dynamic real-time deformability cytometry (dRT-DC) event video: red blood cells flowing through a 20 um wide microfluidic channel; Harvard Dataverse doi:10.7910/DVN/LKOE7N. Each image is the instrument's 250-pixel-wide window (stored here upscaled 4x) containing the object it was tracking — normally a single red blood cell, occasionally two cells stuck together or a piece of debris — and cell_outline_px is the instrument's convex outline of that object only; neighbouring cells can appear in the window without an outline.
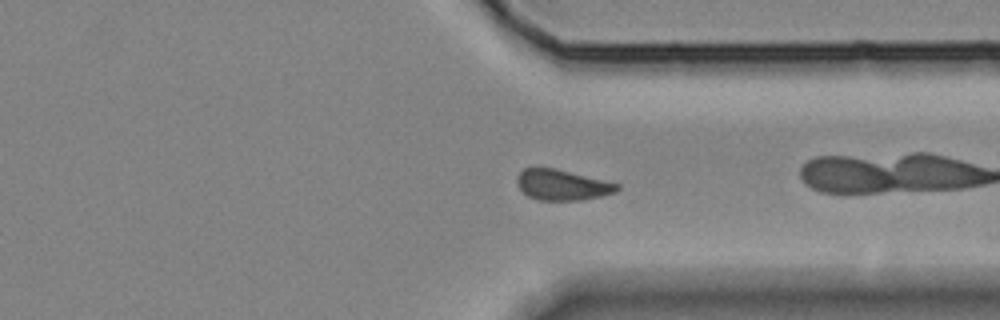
{"species": "Egyptian fruit bat (a non-hibernating species)", "species_latin": "Rousettus aegyptiacus", "temperature_condition": "room temperature", "stored_images_in_passage": 27, "camera_frame_rate_fps": 3000, "um_per_image_px": 0.085, "animal": {"sex": "female"}, "frame": {"image": 1, "passage_image": 26, "time_ms": 8.333, "image_size_px": [1000, 320], "cell_outline_px": [[620, 188], [616, 192], [600, 196], [580, 200], [540, 200], [528, 196], [520, 188], [516, 180], [516, 176], [524, 168], [556, 168], [620, 184]], "centroid_in_image_um": [47.79, 15.71], "position_along_channel_um": 363.6, "area_um2": 17.74}}